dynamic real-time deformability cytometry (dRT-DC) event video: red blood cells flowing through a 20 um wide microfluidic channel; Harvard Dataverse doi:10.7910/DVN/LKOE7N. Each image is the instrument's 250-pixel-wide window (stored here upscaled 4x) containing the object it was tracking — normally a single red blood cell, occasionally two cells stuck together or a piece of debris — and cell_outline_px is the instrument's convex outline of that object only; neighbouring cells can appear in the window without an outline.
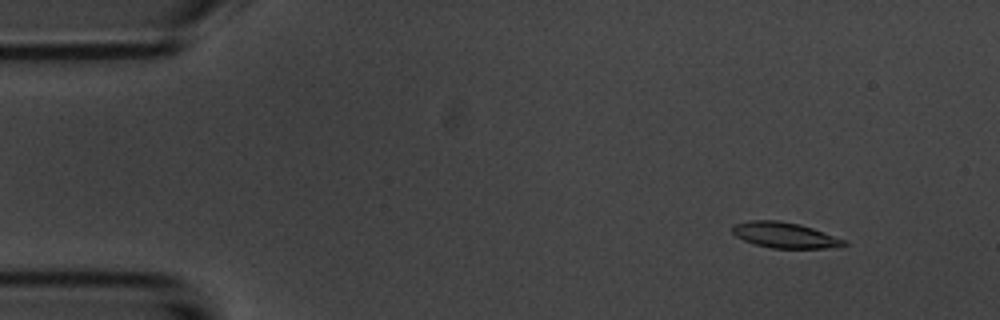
{"species": "common noctule bat (a hibernating species)", "species_latin": "Nyctalus noctula", "temperature_condition": "room temperature", "stored_images_in_passage": 54, "camera_frame_rate_fps": 3000, "um_per_image_px": 0.085, "animal": {"sex": "male", "body_mass_g": 20.1, "forearm_length_mm": 53.5}, "frame": {"image": 1, "passage_image": 6, "time_ms": 1.667, "image_size_px": [1000, 320], "cell_outline_px": [[848, 244], [824, 248], [772, 248], [756, 244], [744, 240], [736, 236], [732, 232], [732, 224], [752, 220], [776, 220], [800, 224], [812, 228], [844, 240]], "centroid_in_image_um": [66.64, 19.97], "position_along_channel_um": 18.4, "area_um2": 16.36}}
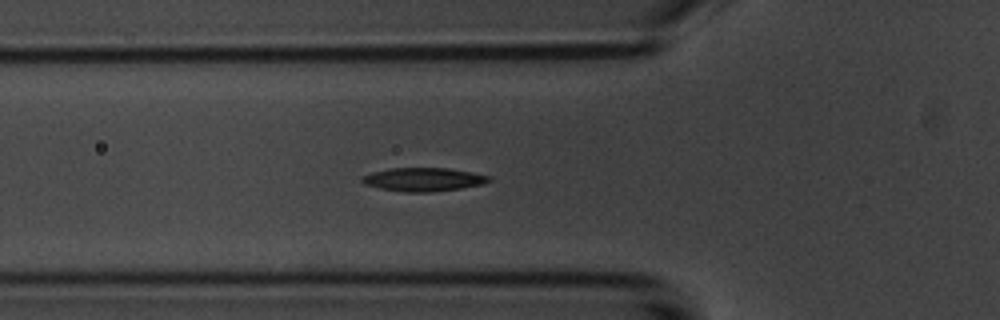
{"frame": {"image": 2, "passage_image": 19, "time_ms": 6.0, "image_size_px": [1000, 320], "cell_outline_px": [[492, 180], [484, 184], [460, 188], [432, 192], [408, 192], [380, 188], [364, 184], [360, 180], [360, 176], [372, 172], [388, 168], [448, 168], [472, 172], [488, 176]], "centroid_in_image_um": [35.96, 15.25], "position_along_channel_um": 89.8, "area_um2": 17.4}}
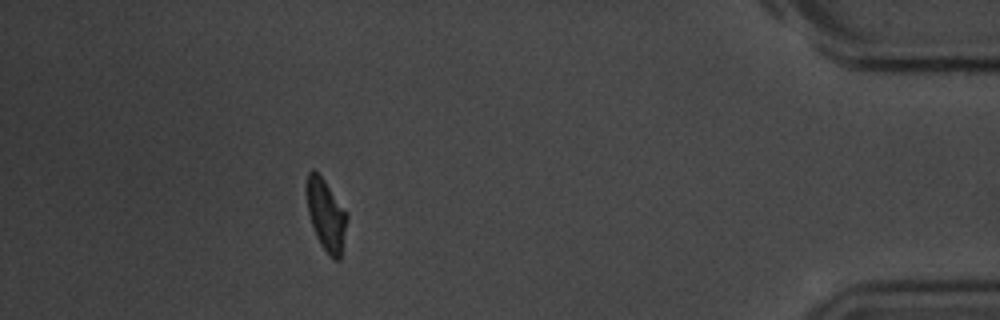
{"frame": {"image": 3, "passage_image": 49, "time_ms": 16.0, "image_size_px": [1000, 320], "cell_outline_px": [[348, 216], [340, 260], [336, 260], [320, 244], [316, 236], [308, 212], [304, 188], [308, 172], [312, 168], [324, 180], [348, 212]], "centroid_in_image_um": [27.7, 18.21], "position_along_channel_um": 407.5, "area_um2": 16.88}, "authors_computed_cell_mechanics": {"area_um2": 17.1088, "velocity_mm_per_s": 3.7017, "shape_relaxation_time_tau1_ms": 3.2704, "shape_relaxation_time_tau2_ms": 4.9018, "deformation_change_tau1": 0.1418, "deformation_change_tau2": 0.1036}}